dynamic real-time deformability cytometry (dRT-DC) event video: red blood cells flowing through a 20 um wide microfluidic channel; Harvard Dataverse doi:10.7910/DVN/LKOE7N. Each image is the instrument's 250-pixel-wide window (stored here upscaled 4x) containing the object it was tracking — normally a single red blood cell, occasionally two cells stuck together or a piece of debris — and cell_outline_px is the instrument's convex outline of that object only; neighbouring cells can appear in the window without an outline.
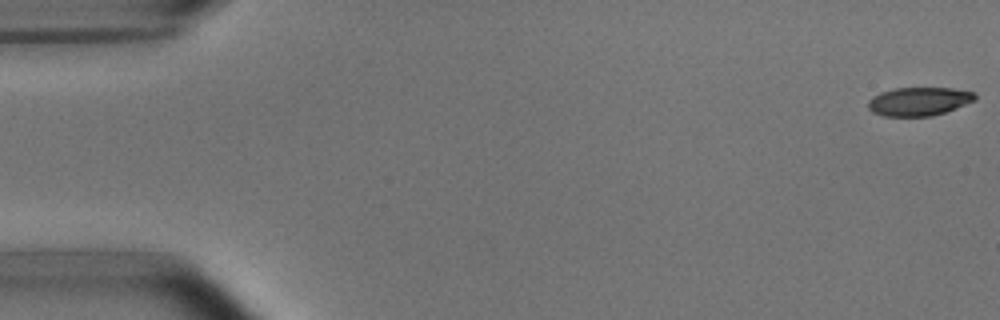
{"species": "common noctule bat (a hibernating species)", "species_latin": "Nyctalus noctula", "temperature_condition": "room temperature", "stored_images_in_passage": 49, "camera_frame_rate_fps": 3000, "um_per_image_px": 0.085, "animal": {"sex": "male", "body_mass_g": 15.6}, "frame": {"image": 1, "passage_image": 1, "time_ms": 0.0, "image_size_px": [1000, 320], "cell_outline_px": [[976, 100], [944, 112], [932, 116], [884, 116], [872, 112], [868, 108], [868, 100], [872, 96], [880, 92], [896, 88], [952, 88], [976, 92]], "centroid_in_image_um": [78.09, 8.61], "position_along_channel_um": 6.9, "area_um2": 17.8}}
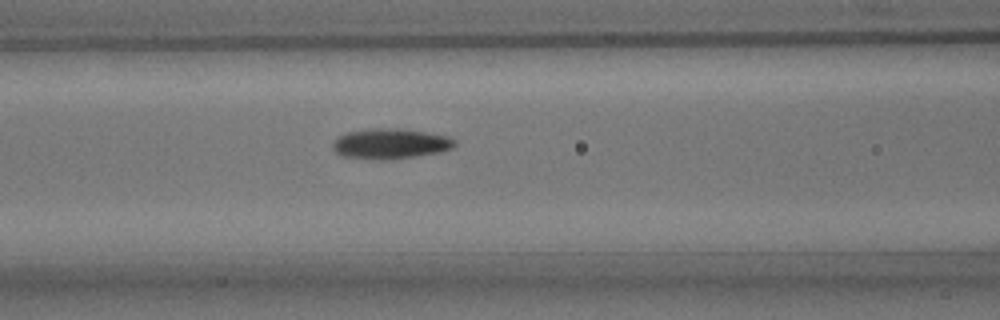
{"frame": {"image": 2, "passage_image": 22, "time_ms": 7.0, "image_size_px": [1000, 320], "cell_outline_px": [[456, 144], [452, 148], [440, 152], [416, 156], [388, 160], [380, 160], [340, 156], [332, 148], [332, 144], [340, 136], [348, 132], [372, 128], [396, 128], [424, 132], [448, 136], [456, 140]], "centroid_in_image_um": [33.19, 12.22], "position_along_channel_um": 133.4, "area_um2": 21.5}}
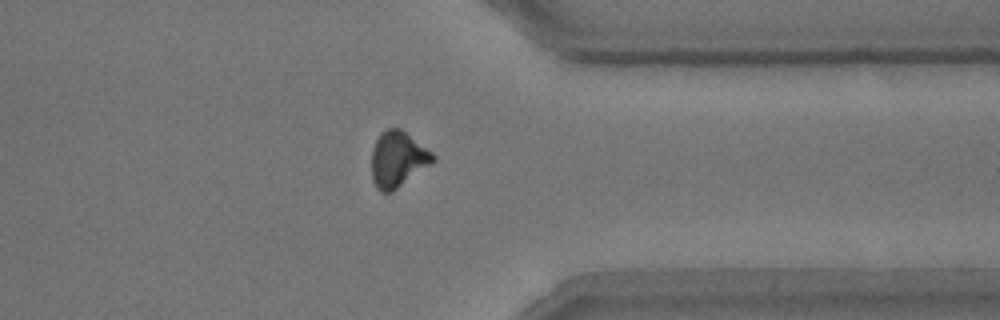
{"frame": {"image": 3, "passage_image": 42, "time_ms": 13.667, "image_size_px": [1000, 320], "cell_outline_px": [[436, 160], [392, 192], [380, 192], [376, 188], [372, 180], [372, 148], [380, 132], [388, 128], [400, 128], [432, 152], [436, 156]], "centroid_in_image_um": [33.79, 13.54], "position_along_channel_um": 377.6, "area_um2": 19.88}, "authors_computed_cell_mechanics": {"area_um2": 19.8254, "velocity_mm_per_s": 3.7581, "shape_relaxation_time_tau1_ms": 3.0574, "shape_relaxation_time_tau2_ms": 3.7118, "deformation_change_tau1": 0.1407, "deformation_change_tau2": 0.108}}